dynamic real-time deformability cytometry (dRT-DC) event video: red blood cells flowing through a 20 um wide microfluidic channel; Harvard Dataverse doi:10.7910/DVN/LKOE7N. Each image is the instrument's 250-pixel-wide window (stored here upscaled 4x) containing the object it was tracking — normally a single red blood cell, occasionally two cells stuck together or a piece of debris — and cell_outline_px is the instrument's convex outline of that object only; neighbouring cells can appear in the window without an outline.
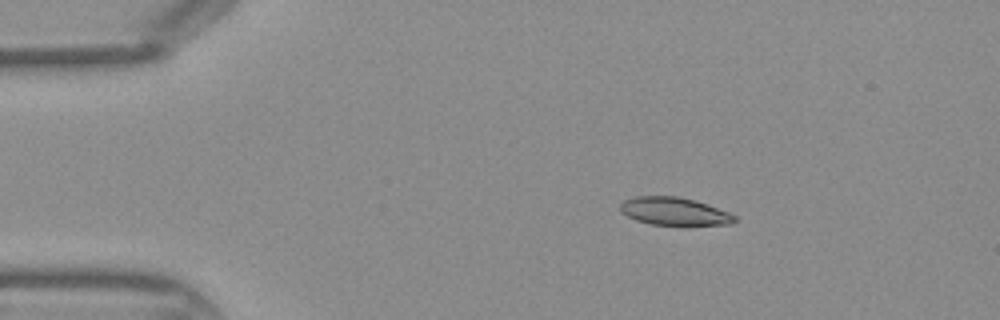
{"species": "Egyptian fruit bat (a non-hibernating species)", "species_latin": "Rousettus aegyptiacus", "temperature_condition": "warm", "stored_images_in_passage": 44, "camera_frame_rate_fps": 3000, "um_per_image_px": 0.085, "frame": {"image": 1, "passage_image": 7, "time_ms": 2.0, "image_size_px": [1000, 320], "cell_outline_px": [[736, 220], [732, 224], [688, 228], [680, 228], [652, 224], [636, 220], [620, 212], [620, 204], [624, 200], [636, 196], [676, 196], [708, 204], [728, 212], [736, 216]], "centroid_in_image_um": [57.37, 18.03], "position_along_channel_um": 27.6, "area_um2": 19.48}}
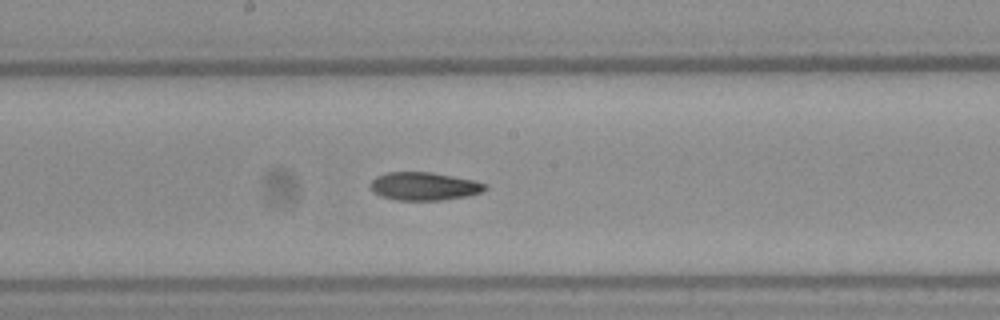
{"frame": {"image": 2, "passage_image": 23, "time_ms": 7.333, "image_size_px": [1000, 320], "cell_outline_px": [[488, 188], [484, 192], [468, 196], [444, 200], [396, 200], [380, 196], [372, 188], [372, 180], [376, 176], [388, 172], [432, 172], [476, 180], [484, 184]], "centroid_in_image_um": [36.11, 15.83], "position_along_channel_um": 212.1, "area_um2": 18.84}}
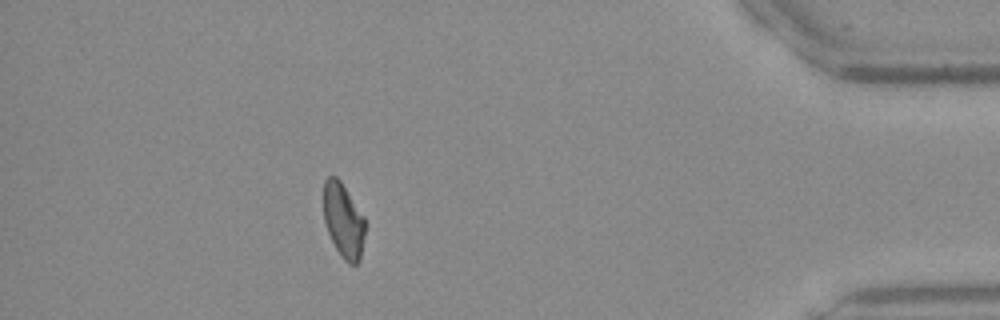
{"frame": {"image": 3, "passage_image": 39, "time_ms": 12.667, "image_size_px": [1000, 320], "cell_outline_px": [[364, 236], [360, 260], [356, 264], [348, 264], [344, 260], [336, 248], [328, 232], [324, 220], [324, 180], [328, 176], [336, 176], [340, 180], [364, 216]], "centroid_in_image_um": [29.19, 18.73], "position_along_channel_um": 406.0, "area_um2": 17.86}}